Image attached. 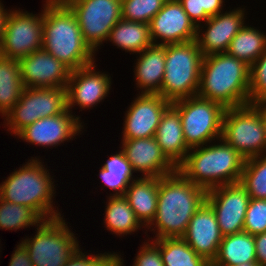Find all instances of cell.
<instances>
[{"label":"cell","instance_id":"2e32d148","mask_svg":"<svg viewBox=\"0 0 266 266\" xmlns=\"http://www.w3.org/2000/svg\"><path fill=\"white\" fill-rule=\"evenodd\" d=\"M170 104L159 94L138 95L125 115L123 139L155 137L162 114Z\"/></svg>","mask_w":266,"mask_h":266},{"label":"cell","instance_id":"4dcf8cb0","mask_svg":"<svg viewBox=\"0 0 266 266\" xmlns=\"http://www.w3.org/2000/svg\"><path fill=\"white\" fill-rule=\"evenodd\" d=\"M159 250L164 266H211L183 238L159 239Z\"/></svg>","mask_w":266,"mask_h":266},{"label":"cell","instance_id":"b9f144b4","mask_svg":"<svg viewBox=\"0 0 266 266\" xmlns=\"http://www.w3.org/2000/svg\"><path fill=\"white\" fill-rule=\"evenodd\" d=\"M223 0H198L199 12H205L209 17L219 14L223 7Z\"/></svg>","mask_w":266,"mask_h":266},{"label":"cell","instance_id":"ee69618b","mask_svg":"<svg viewBox=\"0 0 266 266\" xmlns=\"http://www.w3.org/2000/svg\"><path fill=\"white\" fill-rule=\"evenodd\" d=\"M259 111L263 121L265 136H266V101L257 102L253 104Z\"/></svg>","mask_w":266,"mask_h":266},{"label":"cell","instance_id":"9a60e30c","mask_svg":"<svg viewBox=\"0 0 266 266\" xmlns=\"http://www.w3.org/2000/svg\"><path fill=\"white\" fill-rule=\"evenodd\" d=\"M153 45H167L195 40L197 27L178 0H167L149 23ZM162 42H157L156 39Z\"/></svg>","mask_w":266,"mask_h":266},{"label":"cell","instance_id":"8fae6325","mask_svg":"<svg viewBox=\"0 0 266 266\" xmlns=\"http://www.w3.org/2000/svg\"><path fill=\"white\" fill-rule=\"evenodd\" d=\"M65 4L76 16L83 40L94 53L122 19V0H67Z\"/></svg>","mask_w":266,"mask_h":266},{"label":"cell","instance_id":"603a6c76","mask_svg":"<svg viewBox=\"0 0 266 266\" xmlns=\"http://www.w3.org/2000/svg\"><path fill=\"white\" fill-rule=\"evenodd\" d=\"M134 75L141 94H159L165 74V45H152L139 53Z\"/></svg>","mask_w":266,"mask_h":266},{"label":"cell","instance_id":"4316f807","mask_svg":"<svg viewBox=\"0 0 266 266\" xmlns=\"http://www.w3.org/2000/svg\"><path fill=\"white\" fill-rule=\"evenodd\" d=\"M24 88L19 61L0 56V113L2 117L16 105Z\"/></svg>","mask_w":266,"mask_h":266},{"label":"cell","instance_id":"836d02e7","mask_svg":"<svg viewBox=\"0 0 266 266\" xmlns=\"http://www.w3.org/2000/svg\"><path fill=\"white\" fill-rule=\"evenodd\" d=\"M167 0H122V19L150 23Z\"/></svg>","mask_w":266,"mask_h":266},{"label":"cell","instance_id":"52a82bcc","mask_svg":"<svg viewBox=\"0 0 266 266\" xmlns=\"http://www.w3.org/2000/svg\"><path fill=\"white\" fill-rule=\"evenodd\" d=\"M37 227L34 238L21 241L33 266H64L79 244L63 217L43 220Z\"/></svg>","mask_w":266,"mask_h":266},{"label":"cell","instance_id":"7bdbcfd3","mask_svg":"<svg viewBox=\"0 0 266 266\" xmlns=\"http://www.w3.org/2000/svg\"><path fill=\"white\" fill-rule=\"evenodd\" d=\"M8 14L9 12H7V10L3 8V4L0 2V46H1L3 32L5 28V22H6V18Z\"/></svg>","mask_w":266,"mask_h":266},{"label":"cell","instance_id":"5bb4252c","mask_svg":"<svg viewBox=\"0 0 266 266\" xmlns=\"http://www.w3.org/2000/svg\"><path fill=\"white\" fill-rule=\"evenodd\" d=\"M25 88L66 87L71 70L46 50L39 49L19 60Z\"/></svg>","mask_w":266,"mask_h":266},{"label":"cell","instance_id":"5b68a950","mask_svg":"<svg viewBox=\"0 0 266 266\" xmlns=\"http://www.w3.org/2000/svg\"><path fill=\"white\" fill-rule=\"evenodd\" d=\"M29 161L0 185V198L33 209L43 220L60 217L52 205L53 178L39 159Z\"/></svg>","mask_w":266,"mask_h":266},{"label":"cell","instance_id":"3957f363","mask_svg":"<svg viewBox=\"0 0 266 266\" xmlns=\"http://www.w3.org/2000/svg\"><path fill=\"white\" fill-rule=\"evenodd\" d=\"M43 7L42 48L71 71L94 62V52L85 43L76 16L65 3L46 2Z\"/></svg>","mask_w":266,"mask_h":266},{"label":"cell","instance_id":"83f0119b","mask_svg":"<svg viewBox=\"0 0 266 266\" xmlns=\"http://www.w3.org/2000/svg\"><path fill=\"white\" fill-rule=\"evenodd\" d=\"M265 51L266 35L245 25L233 37L226 53L251 66Z\"/></svg>","mask_w":266,"mask_h":266},{"label":"cell","instance_id":"44dd1931","mask_svg":"<svg viewBox=\"0 0 266 266\" xmlns=\"http://www.w3.org/2000/svg\"><path fill=\"white\" fill-rule=\"evenodd\" d=\"M244 20V9L238 8L209 17L205 21L208 27L203 34L197 27L195 41L203 55L226 53L231 40L244 26Z\"/></svg>","mask_w":266,"mask_h":266},{"label":"cell","instance_id":"e575fe53","mask_svg":"<svg viewBox=\"0 0 266 266\" xmlns=\"http://www.w3.org/2000/svg\"><path fill=\"white\" fill-rule=\"evenodd\" d=\"M250 103L266 101V51L250 66Z\"/></svg>","mask_w":266,"mask_h":266},{"label":"cell","instance_id":"9c48e42d","mask_svg":"<svg viewBox=\"0 0 266 266\" xmlns=\"http://www.w3.org/2000/svg\"><path fill=\"white\" fill-rule=\"evenodd\" d=\"M221 138L246 159L266 154L263 121L251 103L225 110Z\"/></svg>","mask_w":266,"mask_h":266},{"label":"cell","instance_id":"7a4b0ae2","mask_svg":"<svg viewBox=\"0 0 266 266\" xmlns=\"http://www.w3.org/2000/svg\"><path fill=\"white\" fill-rule=\"evenodd\" d=\"M250 66L227 53L204 56L197 96L225 109L250 103Z\"/></svg>","mask_w":266,"mask_h":266},{"label":"cell","instance_id":"cb8c5ba5","mask_svg":"<svg viewBox=\"0 0 266 266\" xmlns=\"http://www.w3.org/2000/svg\"><path fill=\"white\" fill-rule=\"evenodd\" d=\"M159 178L143 177L133 180L123 195L141 226H149L155 217L158 203ZM144 221V222H143Z\"/></svg>","mask_w":266,"mask_h":266},{"label":"cell","instance_id":"6da1fadb","mask_svg":"<svg viewBox=\"0 0 266 266\" xmlns=\"http://www.w3.org/2000/svg\"><path fill=\"white\" fill-rule=\"evenodd\" d=\"M206 196V190L196 186L178 169L160 177L156 214L147 227L155 225L156 239L182 238Z\"/></svg>","mask_w":266,"mask_h":266},{"label":"cell","instance_id":"277c9868","mask_svg":"<svg viewBox=\"0 0 266 266\" xmlns=\"http://www.w3.org/2000/svg\"><path fill=\"white\" fill-rule=\"evenodd\" d=\"M219 141L217 145L191 148L177 167L188 180L206 191L240 182L244 169L246 158L222 138Z\"/></svg>","mask_w":266,"mask_h":266},{"label":"cell","instance_id":"f546056e","mask_svg":"<svg viewBox=\"0 0 266 266\" xmlns=\"http://www.w3.org/2000/svg\"><path fill=\"white\" fill-rule=\"evenodd\" d=\"M133 170L124 152L111 155L100 169V178L107 188L115 191L112 196H123L133 179Z\"/></svg>","mask_w":266,"mask_h":266},{"label":"cell","instance_id":"4fadbf2b","mask_svg":"<svg viewBox=\"0 0 266 266\" xmlns=\"http://www.w3.org/2000/svg\"><path fill=\"white\" fill-rule=\"evenodd\" d=\"M250 199L246 189L239 182L207 191L206 201L215 211L223 236L243 231Z\"/></svg>","mask_w":266,"mask_h":266},{"label":"cell","instance_id":"d590c367","mask_svg":"<svg viewBox=\"0 0 266 266\" xmlns=\"http://www.w3.org/2000/svg\"><path fill=\"white\" fill-rule=\"evenodd\" d=\"M243 231L250 235L266 232V199H250Z\"/></svg>","mask_w":266,"mask_h":266},{"label":"cell","instance_id":"f1b7e54d","mask_svg":"<svg viewBox=\"0 0 266 266\" xmlns=\"http://www.w3.org/2000/svg\"><path fill=\"white\" fill-rule=\"evenodd\" d=\"M105 224L113 234H130L141 228V222L124 196H110L105 209Z\"/></svg>","mask_w":266,"mask_h":266},{"label":"cell","instance_id":"e0dca14e","mask_svg":"<svg viewBox=\"0 0 266 266\" xmlns=\"http://www.w3.org/2000/svg\"><path fill=\"white\" fill-rule=\"evenodd\" d=\"M94 62L70 72L66 86L68 110L79 105L80 108H91L100 103L109 93L111 77L96 72Z\"/></svg>","mask_w":266,"mask_h":266},{"label":"cell","instance_id":"ba28073f","mask_svg":"<svg viewBox=\"0 0 266 266\" xmlns=\"http://www.w3.org/2000/svg\"><path fill=\"white\" fill-rule=\"evenodd\" d=\"M172 104L179 110L184 140L190 149L221 138L226 110L221 104L197 95Z\"/></svg>","mask_w":266,"mask_h":266},{"label":"cell","instance_id":"d6986e66","mask_svg":"<svg viewBox=\"0 0 266 266\" xmlns=\"http://www.w3.org/2000/svg\"><path fill=\"white\" fill-rule=\"evenodd\" d=\"M122 151L134 172L143 177H162L173 173L177 167L166 157L155 137L123 139Z\"/></svg>","mask_w":266,"mask_h":266},{"label":"cell","instance_id":"ab89813d","mask_svg":"<svg viewBox=\"0 0 266 266\" xmlns=\"http://www.w3.org/2000/svg\"><path fill=\"white\" fill-rule=\"evenodd\" d=\"M9 266H33L29 253L22 243L17 245L15 252L12 254Z\"/></svg>","mask_w":266,"mask_h":266},{"label":"cell","instance_id":"f35d334b","mask_svg":"<svg viewBox=\"0 0 266 266\" xmlns=\"http://www.w3.org/2000/svg\"><path fill=\"white\" fill-rule=\"evenodd\" d=\"M190 20L196 27H200L199 21H206L209 16L205 12H199L198 0H178Z\"/></svg>","mask_w":266,"mask_h":266},{"label":"cell","instance_id":"8992f818","mask_svg":"<svg viewBox=\"0 0 266 266\" xmlns=\"http://www.w3.org/2000/svg\"><path fill=\"white\" fill-rule=\"evenodd\" d=\"M203 58L195 40L165 45V74L159 95L171 103L196 96Z\"/></svg>","mask_w":266,"mask_h":266},{"label":"cell","instance_id":"f6af8a7d","mask_svg":"<svg viewBox=\"0 0 266 266\" xmlns=\"http://www.w3.org/2000/svg\"><path fill=\"white\" fill-rule=\"evenodd\" d=\"M211 266H260L257 261L254 262H246L238 265H211Z\"/></svg>","mask_w":266,"mask_h":266},{"label":"cell","instance_id":"ffe728a7","mask_svg":"<svg viewBox=\"0 0 266 266\" xmlns=\"http://www.w3.org/2000/svg\"><path fill=\"white\" fill-rule=\"evenodd\" d=\"M182 238L208 262L212 263L216 258L223 235L215 211L207 201L193 215Z\"/></svg>","mask_w":266,"mask_h":266},{"label":"cell","instance_id":"d4e9b609","mask_svg":"<svg viewBox=\"0 0 266 266\" xmlns=\"http://www.w3.org/2000/svg\"><path fill=\"white\" fill-rule=\"evenodd\" d=\"M256 261L254 235L245 231L225 235L211 265H238Z\"/></svg>","mask_w":266,"mask_h":266},{"label":"cell","instance_id":"d6a6232c","mask_svg":"<svg viewBox=\"0 0 266 266\" xmlns=\"http://www.w3.org/2000/svg\"><path fill=\"white\" fill-rule=\"evenodd\" d=\"M42 221L33 209L0 198V229L16 231L31 225L38 226Z\"/></svg>","mask_w":266,"mask_h":266},{"label":"cell","instance_id":"7402d4cb","mask_svg":"<svg viewBox=\"0 0 266 266\" xmlns=\"http://www.w3.org/2000/svg\"><path fill=\"white\" fill-rule=\"evenodd\" d=\"M155 139L166 157L178 167L186 158L187 146L179 110L171 103L162 114Z\"/></svg>","mask_w":266,"mask_h":266},{"label":"cell","instance_id":"7c38bea8","mask_svg":"<svg viewBox=\"0 0 266 266\" xmlns=\"http://www.w3.org/2000/svg\"><path fill=\"white\" fill-rule=\"evenodd\" d=\"M39 16L18 10L10 11L5 22L0 56L20 60L42 49L43 10Z\"/></svg>","mask_w":266,"mask_h":266},{"label":"cell","instance_id":"30bf717a","mask_svg":"<svg viewBox=\"0 0 266 266\" xmlns=\"http://www.w3.org/2000/svg\"><path fill=\"white\" fill-rule=\"evenodd\" d=\"M68 110L66 87L24 88L19 101L5 114L9 131L15 136L40 118L65 113Z\"/></svg>","mask_w":266,"mask_h":266},{"label":"cell","instance_id":"bcb514c9","mask_svg":"<svg viewBox=\"0 0 266 266\" xmlns=\"http://www.w3.org/2000/svg\"><path fill=\"white\" fill-rule=\"evenodd\" d=\"M67 0H46L49 3H65Z\"/></svg>","mask_w":266,"mask_h":266},{"label":"cell","instance_id":"ac0fdd59","mask_svg":"<svg viewBox=\"0 0 266 266\" xmlns=\"http://www.w3.org/2000/svg\"><path fill=\"white\" fill-rule=\"evenodd\" d=\"M70 112L67 110L65 113L40 118L26 126L17 135L20 139L38 146H58L69 138L73 139L83 127L80 117L73 116Z\"/></svg>","mask_w":266,"mask_h":266},{"label":"cell","instance_id":"1f68e13d","mask_svg":"<svg viewBox=\"0 0 266 266\" xmlns=\"http://www.w3.org/2000/svg\"><path fill=\"white\" fill-rule=\"evenodd\" d=\"M239 183L251 199H266V155L246 159Z\"/></svg>","mask_w":266,"mask_h":266},{"label":"cell","instance_id":"8d00e7d4","mask_svg":"<svg viewBox=\"0 0 266 266\" xmlns=\"http://www.w3.org/2000/svg\"><path fill=\"white\" fill-rule=\"evenodd\" d=\"M78 248L64 266H122L120 255L112 253L86 255Z\"/></svg>","mask_w":266,"mask_h":266},{"label":"cell","instance_id":"60d3db41","mask_svg":"<svg viewBox=\"0 0 266 266\" xmlns=\"http://www.w3.org/2000/svg\"><path fill=\"white\" fill-rule=\"evenodd\" d=\"M256 261L260 266H266V232L254 235Z\"/></svg>","mask_w":266,"mask_h":266},{"label":"cell","instance_id":"74e56055","mask_svg":"<svg viewBox=\"0 0 266 266\" xmlns=\"http://www.w3.org/2000/svg\"><path fill=\"white\" fill-rule=\"evenodd\" d=\"M135 258L133 266H164L159 250V239H155L151 244L149 242L143 244Z\"/></svg>","mask_w":266,"mask_h":266},{"label":"cell","instance_id":"484cf974","mask_svg":"<svg viewBox=\"0 0 266 266\" xmlns=\"http://www.w3.org/2000/svg\"><path fill=\"white\" fill-rule=\"evenodd\" d=\"M127 52L140 53L153 45L148 23L121 19L111 29L107 41Z\"/></svg>","mask_w":266,"mask_h":266}]
</instances>
